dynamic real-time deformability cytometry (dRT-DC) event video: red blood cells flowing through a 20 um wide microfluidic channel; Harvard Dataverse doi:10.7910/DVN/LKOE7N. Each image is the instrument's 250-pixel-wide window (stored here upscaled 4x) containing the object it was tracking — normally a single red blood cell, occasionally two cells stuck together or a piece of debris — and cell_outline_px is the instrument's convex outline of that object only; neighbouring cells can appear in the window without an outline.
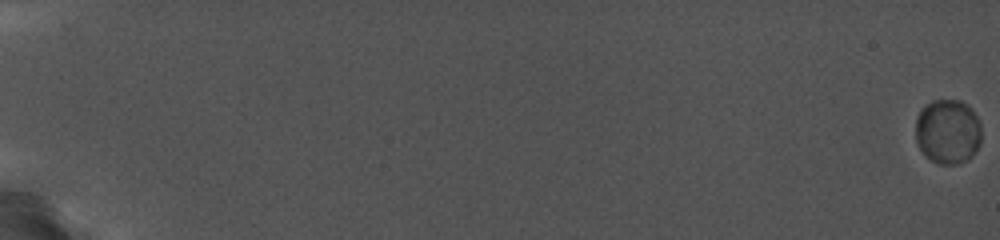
{"species": "common noctule bat (a hibernating species)", "species_latin": "Nyctalus noctula", "temperature_condition": "cold", "stored_images_in_passage": 103, "camera_frame_rate_fps": 5000, "um_per_image_px": 0.085, "animal": {"sex": "female", "body_mass_g": 19.0, "forearm_length_mm": 56.7}, "frame": {"image": 1, "passage_image": 1, "time_ms": 0.0, "image_size_px": [1000, 240], "cell_outline_px": [[980, 144], [972, 156], [968, 160], [956, 164], [940, 164], [932, 160], [920, 148], [916, 140], [916, 120], [920, 108], [932, 100], [960, 100], [968, 104], [972, 108], [980, 124]], "centroid_in_image_um": [80.57, 11.16], "position_along_channel_um": 4.4, "area_um2": 24.91}}
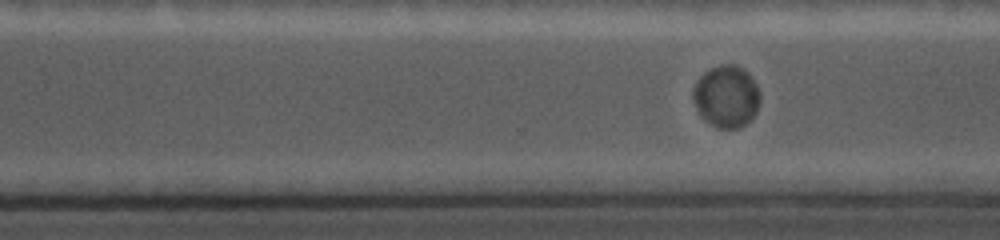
{"frame": {"image": 2, "passage_image": 85, "time_ms": 14.6, "image_size_px": [1000, 240], "cell_outline_px": [[760, 96], [756, 112], [740, 128], [716, 128], [696, 108], [692, 96], [692, 88], [700, 76], [704, 72], [720, 64], [736, 64], [748, 72], [756, 84], [760, 92]], "centroid_in_image_um": [61.74, 8.16], "position_along_channel_um": 308.9, "area_um2": 23.99}}
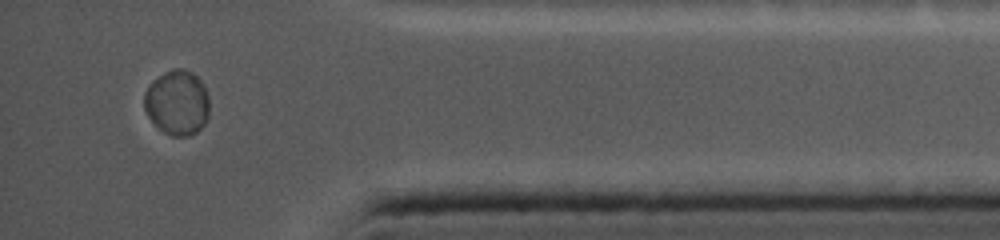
{"frame": {"image": 3, "passage_image": 102, "time_ms": 17.8, "image_size_px": [1000, 240], "cell_outline_px": [[208, 116], [204, 124], [196, 132], [188, 136], [172, 136], [164, 132], [148, 116], [144, 108], [144, 92], [152, 80], [164, 72], [172, 68], [184, 68], [192, 72], [200, 80], [208, 96]], "centroid_in_image_um": [15.04, 8.7], "position_along_channel_um": 420.2, "area_um2": 24.62}}